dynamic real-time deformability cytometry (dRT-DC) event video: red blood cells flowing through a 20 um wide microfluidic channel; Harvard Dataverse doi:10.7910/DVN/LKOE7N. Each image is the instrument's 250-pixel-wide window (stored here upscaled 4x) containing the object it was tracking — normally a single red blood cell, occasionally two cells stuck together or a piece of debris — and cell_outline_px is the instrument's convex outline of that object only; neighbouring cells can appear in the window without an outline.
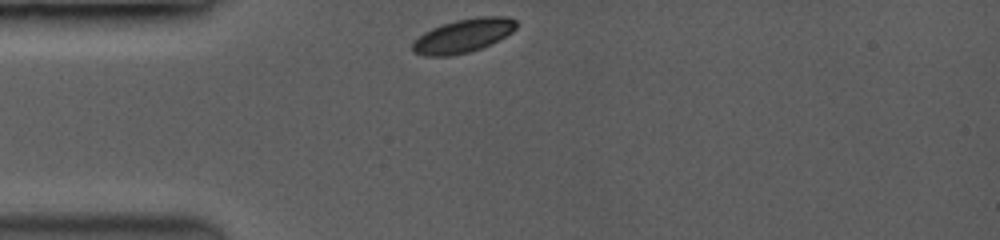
{"species": "common noctule bat (a hibernating species)", "species_latin": "Nyctalus noctula", "temperature_condition": "room temperature", "stored_images_in_passage": 22, "camera_frame_rate_fps": 3500, "um_per_image_px": 0.085, "animal": {"sex": "female", "body_mass_g": 19.0, "forearm_length_mm": 53.3}, "frame": {"image": 1, "passage_image": 1, "time_ms": 0.0, "image_size_px": [1000, 240], "cell_outline_px": [[516, 28], [512, 32], [480, 48], [468, 52], [448, 56], [424, 56], [412, 52], [412, 44], [424, 32], [432, 28], [456, 20], [476, 16], [508, 16], [516, 20]], "centroid_in_image_um": [39.36, 3.03], "position_along_channel_um": 45.6, "area_um2": 20.11}}
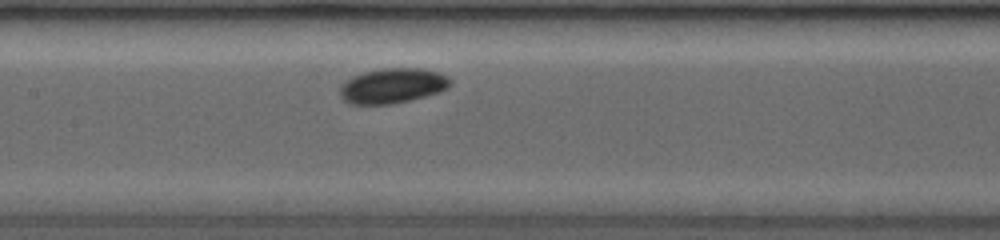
{"frame": {"image": 2, "passage_image": 8, "time_ms": 3.714, "image_size_px": [1000, 240], "cell_outline_px": [[452, 80], [448, 88], [424, 96], [408, 100], [388, 104], [356, 104], [344, 100], [340, 92], [340, 88], [352, 76], [364, 72], [380, 68], [420, 68], [440, 72], [448, 76]], "centroid_in_image_um": [33.4, 7.26], "position_along_channel_um": 174.0, "area_um2": 22.2}}
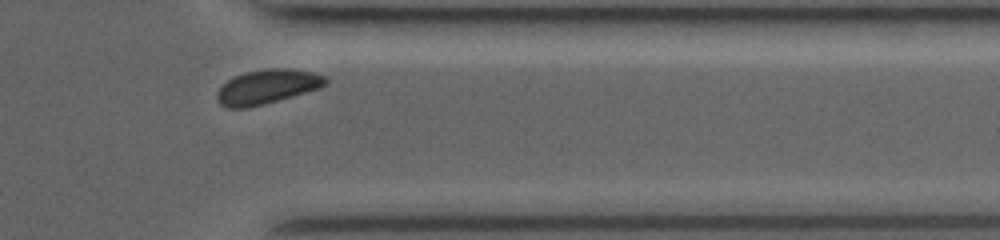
{"frame": {"image": 3, "passage_image": 20, "time_ms": 9.143, "image_size_px": [1000, 240], "cell_outline_px": [[328, 84], [320, 88], [292, 96], [248, 108], [228, 108], [220, 104], [216, 96], [216, 92], [228, 80], [236, 76], [248, 72], [272, 68], [312, 72], [324, 76], [328, 80]], "centroid_in_image_um": [22.71, 7.39], "position_along_channel_um": 388.7, "area_um2": 21.21}, "authors_computed_cell_mechanics": {"area_um2": 21.1259, "velocity_mm_per_s": 3.93, "shape_relaxation_time_tau1_ms": 1.2748, "shape_relaxation_time_tau2_ms": null, "deformation_change_tau1": 0.0732, "deformation_change_tau2": null}}